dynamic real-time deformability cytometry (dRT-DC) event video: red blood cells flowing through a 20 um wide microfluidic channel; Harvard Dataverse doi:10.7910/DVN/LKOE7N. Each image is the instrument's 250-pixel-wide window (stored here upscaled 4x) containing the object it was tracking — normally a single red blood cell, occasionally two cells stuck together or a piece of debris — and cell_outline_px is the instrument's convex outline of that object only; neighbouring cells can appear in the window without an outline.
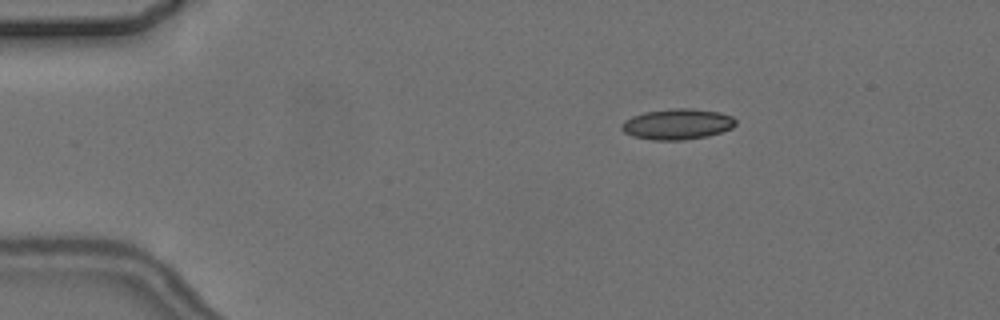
{"species": "common noctule bat (a hibernating species)", "species_latin": "Nyctalus noctula", "temperature_condition": "cold", "stored_images_in_passage": 5, "camera_frame_rate_fps": 3000, "um_per_image_px": 0.085, "animal": {"sex": "female", "body_mass_g": 24.6, "forearm_length_mm": 56.2}, "frame": {"image": 1, "passage_image": 3, "time_ms": 2.667, "image_size_px": [1000, 320], "cell_outline_px": [[736, 124], [732, 128], [708, 136], [684, 140], [652, 140], [632, 136], [624, 132], [620, 128], [620, 124], [624, 120], [632, 116], [644, 112], [672, 108], [692, 108], [720, 112], [732, 116], [736, 120]], "centroid_in_image_um": [57.56, 10.55], "position_along_channel_um": 27.4, "area_um2": 20.63}}